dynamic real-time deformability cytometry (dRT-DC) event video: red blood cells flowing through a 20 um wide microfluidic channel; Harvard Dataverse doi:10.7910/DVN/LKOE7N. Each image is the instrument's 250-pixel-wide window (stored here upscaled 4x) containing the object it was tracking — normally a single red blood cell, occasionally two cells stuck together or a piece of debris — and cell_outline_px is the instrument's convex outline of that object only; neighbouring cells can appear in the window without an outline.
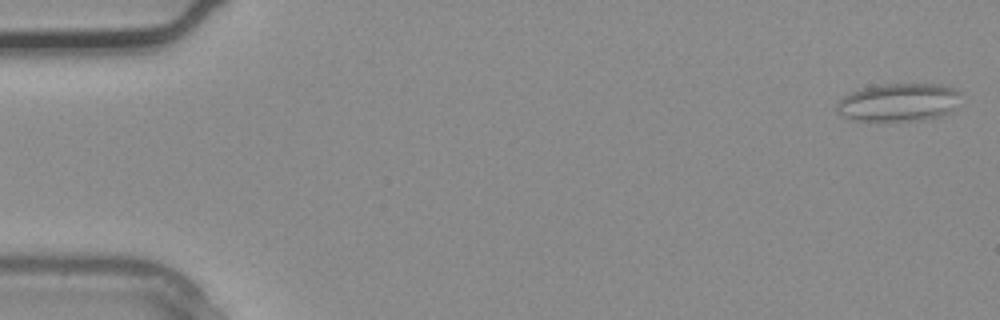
{"species": "common noctule bat (a hibernating species)", "species_latin": "Nyctalus noctula", "temperature_condition": "warm", "stored_images_in_passage": 3, "camera_frame_rate_fps": 3000, "um_per_image_px": 0.085, "animal": {"sex": "male", "body_mass_g": 20.4}, "frame": {"image": 1, "passage_image": 1, "time_ms": 0.0, "image_size_px": [1000, 320], "cell_outline_px": [[964, 92], [952, 112], [940, 116], [924, 120], [852, 120], [836, 112], [836, 104], [844, 96], [860, 88], [880, 84], [944, 84], [956, 88]], "centroid_in_image_um": [76.45, 8.68], "position_along_channel_um": 8.5, "area_um2": 27.86}}